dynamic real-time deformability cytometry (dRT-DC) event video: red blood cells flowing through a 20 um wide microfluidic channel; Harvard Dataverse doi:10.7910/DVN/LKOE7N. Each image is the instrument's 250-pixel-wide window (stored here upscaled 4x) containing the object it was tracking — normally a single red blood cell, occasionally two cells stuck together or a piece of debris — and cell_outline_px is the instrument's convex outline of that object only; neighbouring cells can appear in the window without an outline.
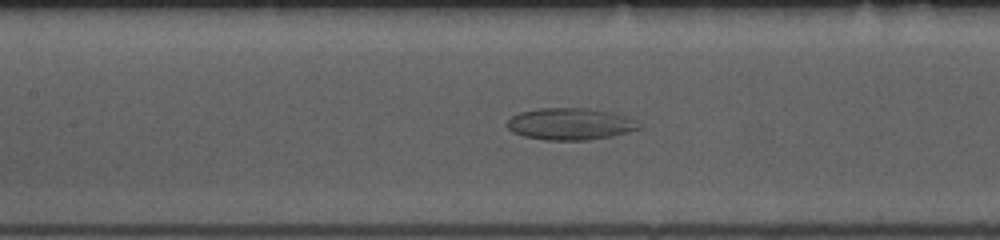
{"species": "common noctule bat (a hibernating species)", "species_latin": "Nyctalus noctula", "temperature_condition": "room temperature", "stored_images_in_passage": 54, "camera_frame_rate_fps": 3000, "um_per_image_px": 0.085, "animal": {"sex": "female", "body_mass_g": 10.0, "forearm_length_mm": 53.1}, "frame": {"image": 1, "passage_image": 24, "time_ms": 7.667, "image_size_px": [1000, 240], "cell_outline_px": [[640, 128], [608, 136], [588, 140], [544, 140], [524, 136], [512, 132], [508, 128], [508, 120], [512, 116], [520, 112], [540, 108], [588, 108], [616, 112], [628, 116], [636, 120]], "centroid_in_image_um": [48.46, 10.52], "position_along_channel_um": 158.9, "area_um2": 24.39}}
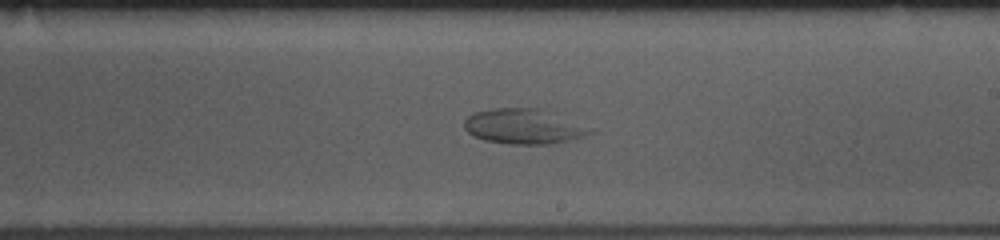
{"frame": {"image": 2, "passage_image": 31, "time_ms": 10.0, "image_size_px": [1000, 240], "cell_outline_px": [[592, 132], [584, 136], [552, 144], [508, 144], [484, 140], [472, 136], [464, 128], [464, 120], [468, 116], [476, 112], [492, 108], [540, 108], [592, 128]], "centroid_in_image_um": [44.47, 10.75], "position_along_channel_um": 244.5, "area_um2": 25.61}}
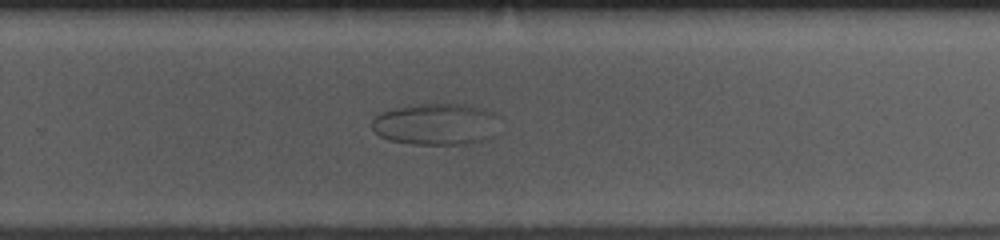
{"frame": {"image": 3, "passage_image": 35, "time_ms": 11.333, "image_size_px": [1000, 240], "cell_outline_px": [[500, 116], [480, 140], [468, 144], [412, 144], [388, 140], [380, 136], [372, 128], [372, 120], [380, 112], [396, 108], [420, 104], [464, 104], [484, 108], [496, 112]], "centroid_in_image_um": [36.96, 10.53], "position_along_channel_um": 292.8, "area_um2": 30.29}}